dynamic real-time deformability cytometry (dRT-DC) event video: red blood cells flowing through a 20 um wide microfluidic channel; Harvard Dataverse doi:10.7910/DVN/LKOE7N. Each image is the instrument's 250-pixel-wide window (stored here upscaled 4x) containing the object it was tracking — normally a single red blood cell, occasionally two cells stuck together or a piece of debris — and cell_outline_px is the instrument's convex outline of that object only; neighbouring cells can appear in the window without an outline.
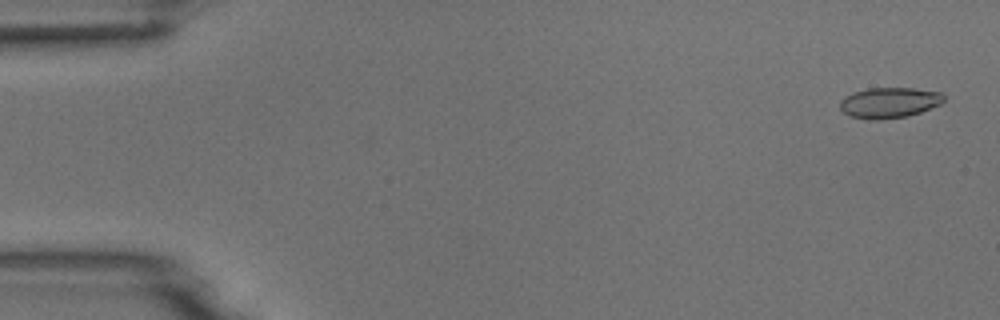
{"species": "common noctule bat (a hibernating species)", "species_latin": "Nyctalus noctula", "temperature_condition": "room temperature", "stored_images_in_passage": 53, "camera_frame_rate_fps": 3000, "um_per_image_px": 0.085, "animal": {"sex": "male", "body_mass_g": 18.8}, "frame": {"image": 1, "passage_image": 2, "time_ms": 0.333, "image_size_px": [1000, 320], "cell_outline_px": [[944, 100], [940, 104], [920, 112], [908, 116], [880, 120], [872, 120], [848, 116], [840, 108], [840, 100], [844, 96], [852, 92], [868, 88], [912, 88], [940, 92], [944, 96]], "centroid_in_image_um": [75.55, 8.73], "position_along_channel_um": 9.5, "area_um2": 18.61}}
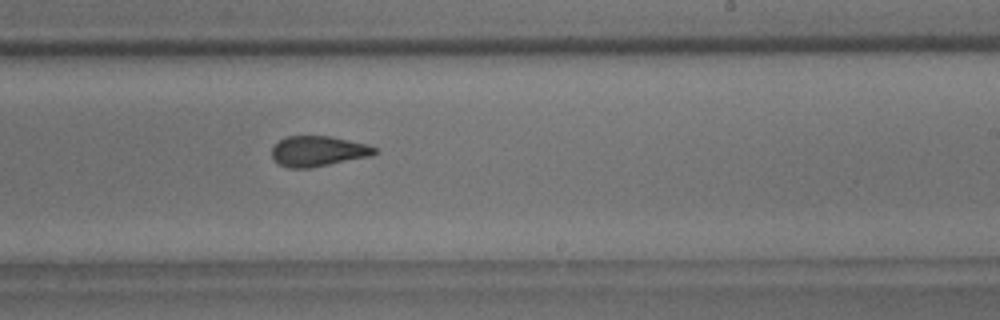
{"frame": {"image": 2, "passage_image": 32, "time_ms": 10.333, "image_size_px": [1000, 320], "cell_outline_px": [[380, 152], [372, 156], [308, 168], [288, 168], [272, 160], [272, 148], [284, 136], [332, 136], [368, 144], [376, 148]], "centroid_in_image_um": [27.06, 12.84], "position_along_channel_um": 261.9, "area_um2": 18.38}}
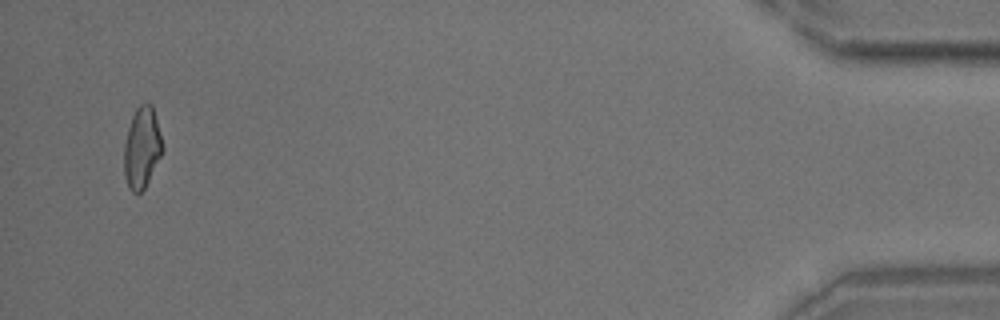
{"frame": {"image": 3, "passage_image": 51, "time_ms": 16.667, "image_size_px": [1000, 320], "cell_outline_px": [[164, 148], [144, 188], [136, 196], [128, 188], [124, 176], [124, 144], [128, 128], [132, 116], [136, 108], [140, 104], [152, 104]], "centroid_in_image_um": [12.04, 12.58], "position_along_channel_um": 423.2, "area_um2": 18.03}}